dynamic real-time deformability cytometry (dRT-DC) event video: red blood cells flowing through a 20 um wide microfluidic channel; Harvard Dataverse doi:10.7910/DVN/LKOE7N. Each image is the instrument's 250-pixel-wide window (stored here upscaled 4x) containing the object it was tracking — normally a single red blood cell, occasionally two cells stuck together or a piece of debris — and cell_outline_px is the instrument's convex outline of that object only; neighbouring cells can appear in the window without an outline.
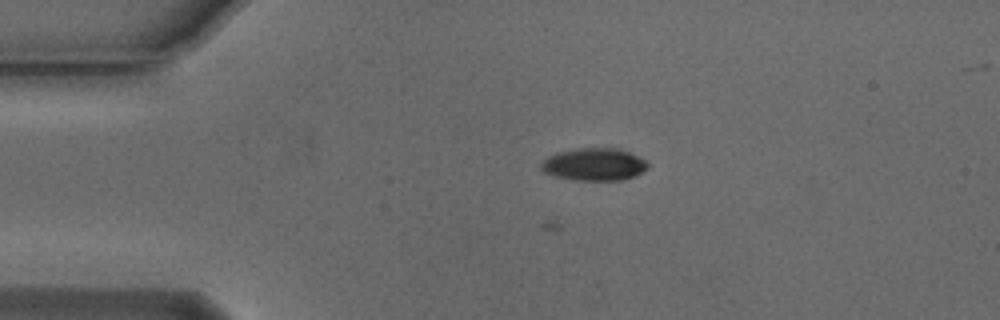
{"species": "Egyptian fruit bat (a non-hibernating species)", "species_latin": "Rousettus aegyptiacus", "temperature_condition": "cold", "stored_images_in_passage": 3, "camera_frame_rate_fps": 3000, "um_per_image_px": 0.085, "animal": {"sex": "male"}, "frame": {"image": 1, "passage_image": 3, "time_ms": 0.667, "image_size_px": [1000, 320], "cell_outline_px": [[648, 168], [636, 176], [620, 180], [576, 180], [556, 176], [544, 172], [540, 168], [540, 164], [548, 156], [560, 152], [580, 148], [616, 148], [628, 152], [644, 160], [648, 164]], "centroid_in_image_um": [50.5, 13.98], "position_along_channel_um": 34.5, "area_um2": 19.94}}